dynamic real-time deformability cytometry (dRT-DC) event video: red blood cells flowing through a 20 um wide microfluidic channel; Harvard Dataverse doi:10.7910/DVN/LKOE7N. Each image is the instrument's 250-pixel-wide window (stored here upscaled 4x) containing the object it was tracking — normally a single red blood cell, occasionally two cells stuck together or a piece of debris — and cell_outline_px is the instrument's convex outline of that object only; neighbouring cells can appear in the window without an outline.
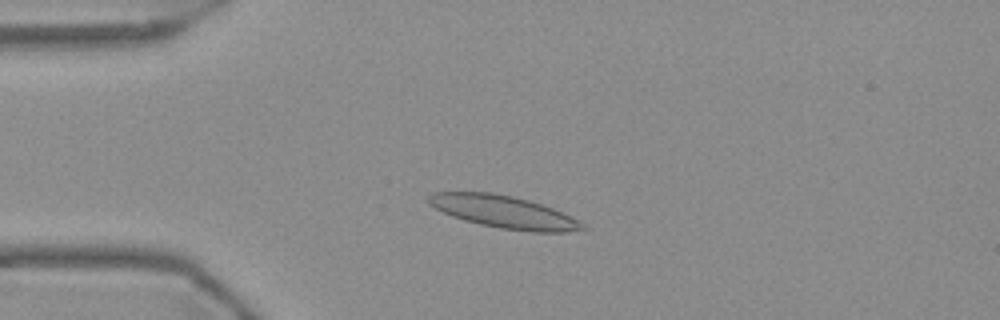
{"species": "Egyptian fruit bat (a non-hibernating species)", "species_latin": "Rousettus aegyptiacus", "temperature_condition": "warm", "stored_images_in_passage": 52, "camera_frame_rate_fps": 3000, "um_per_image_px": 0.085, "frame": {"image": 1, "passage_image": 11, "time_ms": 3.333, "image_size_px": [1000, 320], "cell_outline_px": [[588, 228], [568, 232], [532, 232], [500, 228], [480, 224], [464, 220], [452, 216], [428, 204], [428, 196], [432, 192], [492, 192], [512, 196], [528, 200], [552, 208], [584, 224]], "centroid_in_image_um": [42.79, 18.01], "position_along_channel_um": 42.2, "area_um2": 28.78}}
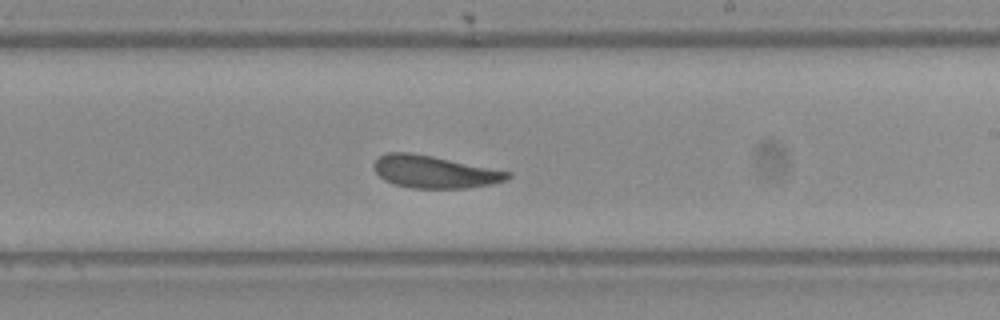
{"frame": {"image": 2, "passage_image": 30, "time_ms": 9.667, "image_size_px": [1000, 320], "cell_outline_px": [[512, 176], [508, 180], [492, 184], [468, 188], [412, 188], [392, 184], [384, 180], [372, 168], [372, 164], [380, 156], [388, 152], [412, 152], [512, 172]], "centroid_in_image_um": [36.93, 14.61], "position_along_channel_um": 252.1, "area_um2": 25.43}}
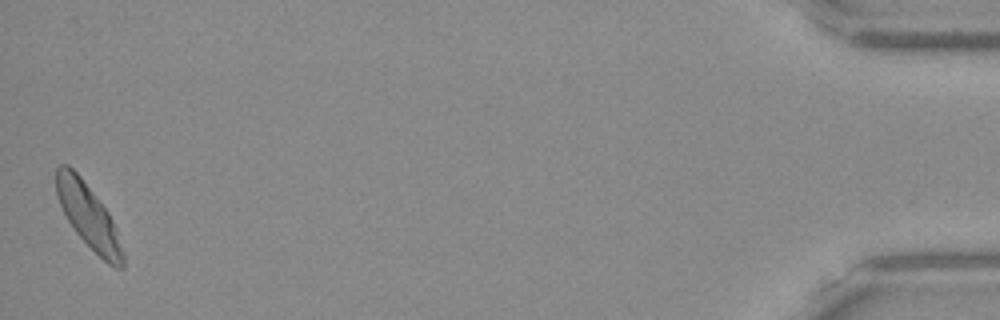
{"frame": {"image": 3, "passage_image": 52, "time_ms": 17.0, "image_size_px": [1000, 320], "cell_outline_px": [[124, 268], [116, 268], [108, 264], [76, 232], [68, 220], [60, 204], [56, 192], [56, 168], [60, 164], [68, 164], [80, 176], [108, 212], [116, 228], [124, 252]], "centroid_in_image_um": [7.53, 18.37], "position_along_channel_um": 427.7, "area_um2": 24.39}, "authors_computed_cell_mechanics": {"area_um2": 25.9811, "velocity_mm_per_s": 3.6792, "shape_relaxation_time_tau1_ms": 6.0123, "shape_relaxation_time_tau2_ms": 2.7005, "deformation_change_tau1": 0.1476, "deformation_change_tau2": 0.1059}}